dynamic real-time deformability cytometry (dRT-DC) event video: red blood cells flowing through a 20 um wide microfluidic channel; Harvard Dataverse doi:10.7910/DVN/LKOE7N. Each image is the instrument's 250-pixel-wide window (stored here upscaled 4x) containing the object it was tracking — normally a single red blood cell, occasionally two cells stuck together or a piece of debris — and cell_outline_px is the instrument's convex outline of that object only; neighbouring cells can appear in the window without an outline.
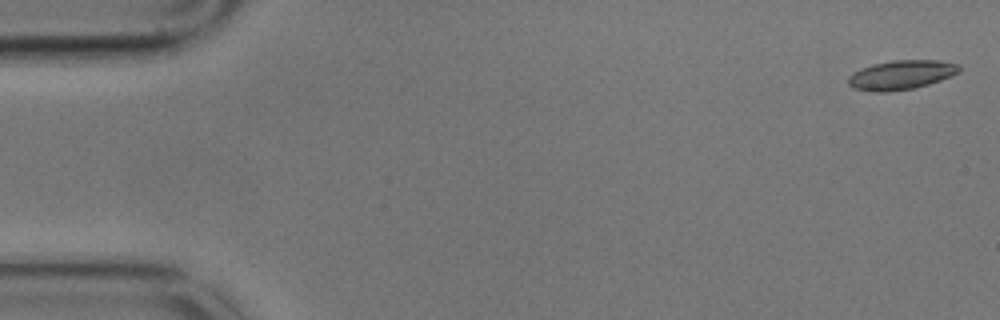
{"species": "common noctule bat (a hibernating species)", "species_latin": "Nyctalus noctula", "temperature_condition": "cold", "stored_images_in_passage": 58, "camera_frame_rate_fps": 3000, "um_per_image_px": 0.085, "animal": {"sex": "male", "body_mass_g": 17.9}, "frame": {"image": 1, "passage_image": 2, "time_ms": 0.333, "image_size_px": [1000, 320], "cell_outline_px": [[960, 72], [952, 76], [916, 88], [888, 92], [872, 92], [852, 88], [848, 84], [848, 76], [852, 72], [860, 68], [872, 64], [892, 60], [940, 60], [960, 64]], "centroid_in_image_um": [76.59, 6.36], "position_along_channel_um": 8.4, "area_um2": 19.31}}
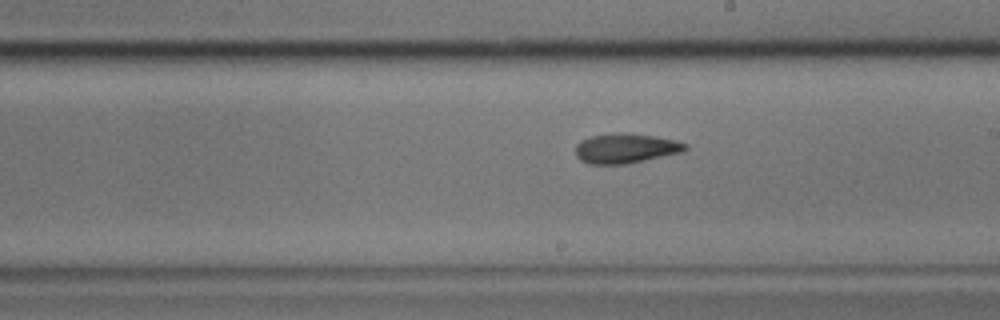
{"frame": {"image": 2, "passage_image": 33, "time_ms": 10.667, "image_size_px": [1000, 320], "cell_outline_px": [[688, 148], [684, 152], [628, 164], [588, 164], [580, 160], [576, 156], [576, 144], [580, 140], [592, 136], [616, 132], [620, 132], [652, 136], [676, 140], [688, 144]], "centroid_in_image_um": [53.19, 12.62], "position_along_channel_um": 235.8, "area_um2": 19.25}}
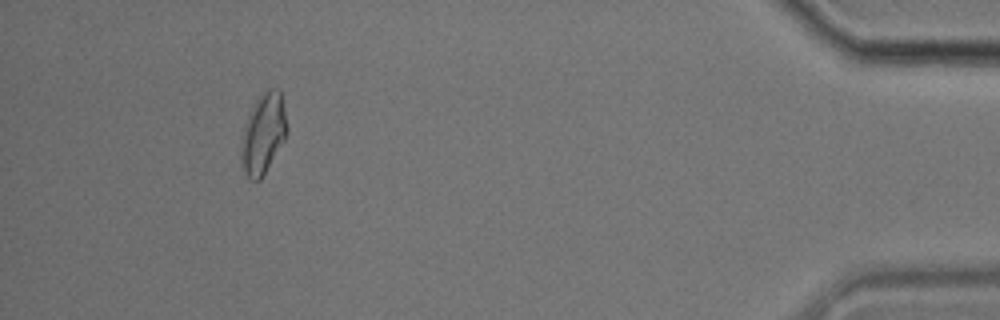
{"frame": {"image": 3, "passage_image": 54, "time_ms": 17.667, "image_size_px": [1000, 320], "cell_outline_px": [[288, 132], [284, 140], [260, 180], [252, 180], [244, 172], [240, 164], [240, 144], [244, 124], [256, 100], [268, 88], [280, 88], [288, 128]], "centroid_in_image_um": [22.36, 11.35], "position_along_channel_um": 412.8, "area_um2": 21.5}, "authors_computed_cell_mechanics": {"area_um2": 19.1029, "velocity_mm_per_s": 3.4407, "shape_relaxation_time_tau1_ms": 5.389, "shape_relaxation_time_tau2_ms": 5.2574, "deformation_change_tau1": 0.1437, "deformation_change_tau2": 0.1257}}